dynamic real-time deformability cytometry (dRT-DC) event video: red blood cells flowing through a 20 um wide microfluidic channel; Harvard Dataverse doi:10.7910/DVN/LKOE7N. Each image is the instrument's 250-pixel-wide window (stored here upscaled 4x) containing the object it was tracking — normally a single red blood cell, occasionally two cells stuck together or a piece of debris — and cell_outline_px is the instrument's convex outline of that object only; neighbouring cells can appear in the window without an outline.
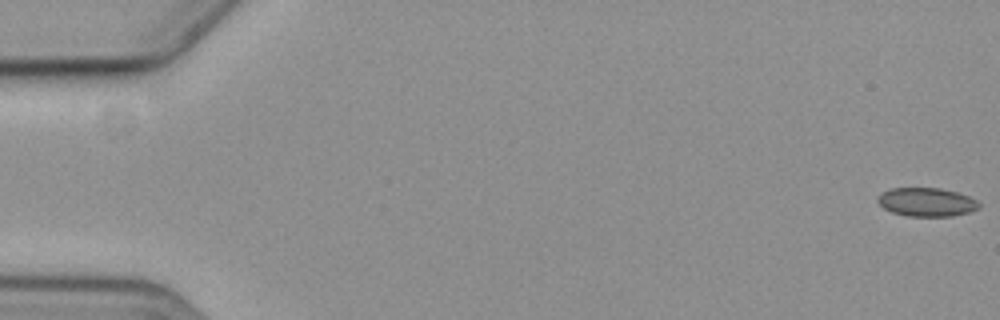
{"species": "common noctule bat (a hibernating species)", "species_latin": "Nyctalus noctula", "temperature_condition": "cold", "stored_images_in_passage": 6, "camera_frame_rate_fps": 3000, "um_per_image_px": 0.085, "animal": {"sex": "female", "body_mass_g": 19.3, "forearm_length_mm": 54.1}, "frame": {"image": 1, "passage_image": 1, "time_ms": 0.0, "image_size_px": [1000, 320], "cell_outline_px": [[980, 204], [976, 208], [968, 212], [952, 216], [908, 216], [892, 212], [884, 208], [876, 200], [884, 192], [892, 188], [940, 188], [956, 192], [968, 196], [976, 200]], "centroid_in_image_um": [78.75, 17.18], "position_along_channel_um": 6.2, "area_um2": 16.59}}
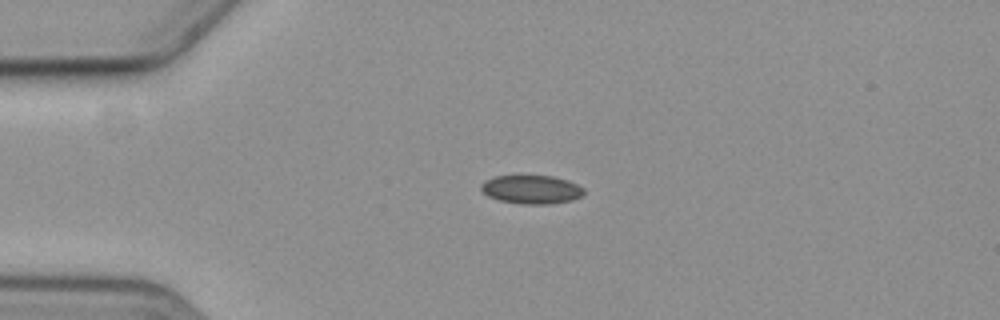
{"frame": {"image": 2, "passage_image": 5, "time_ms": 4.667, "image_size_px": [1000, 320], "cell_outline_px": [[584, 192], [580, 196], [572, 200], [552, 204], [524, 204], [500, 200], [488, 196], [480, 188], [480, 184], [484, 180], [496, 176], [552, 176], [568, 180], [584, 188]], "centroid_in_image_um": [45.17, 16.1], "position_along_channel_um": 39.8, "area_um2": 17.05}}